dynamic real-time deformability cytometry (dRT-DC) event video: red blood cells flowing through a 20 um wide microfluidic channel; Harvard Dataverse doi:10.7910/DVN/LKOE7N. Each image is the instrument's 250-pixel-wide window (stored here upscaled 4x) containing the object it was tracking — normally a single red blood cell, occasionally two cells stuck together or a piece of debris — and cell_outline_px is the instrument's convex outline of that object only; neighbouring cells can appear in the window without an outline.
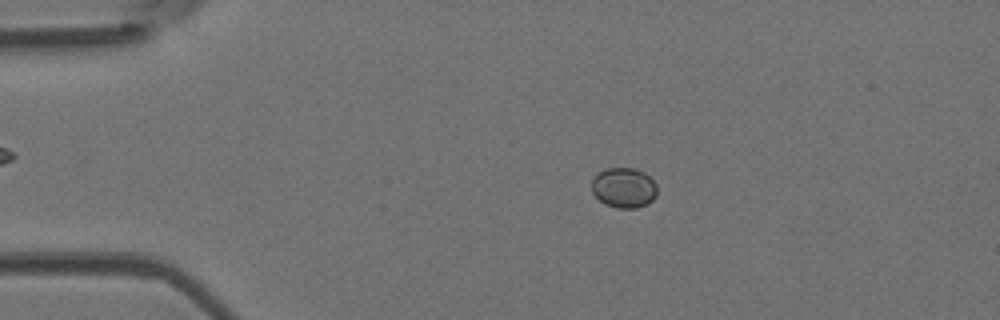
{"species": "Egyptian fruit bat (a non-hibernating species)", "species_latin": "Rousettus aegyptiacus", "temperature_condition": "room temperature", "stored_images_in_passage": 51, "camera_frame_rate_fps": 3000, "um_per_image_px": 0.085, "animal": {"sex": "female"}, "frame": {"image": 1, "passage_image": 10, "time_ms": 3.0, "image_size_px": [1000, 320], "cell_outline_px": [[656, 196], [648, 204], [636, 208], [616, 208], [604, 204], [592, 192], [592, 176], [596, 172], [608, 168], [636, 168], [644, 172], [656, 184]], "centroid_in_image_um": [53.0, 15.95], "position_along_channel_um": 32.0, "area_um2": 15.49}}
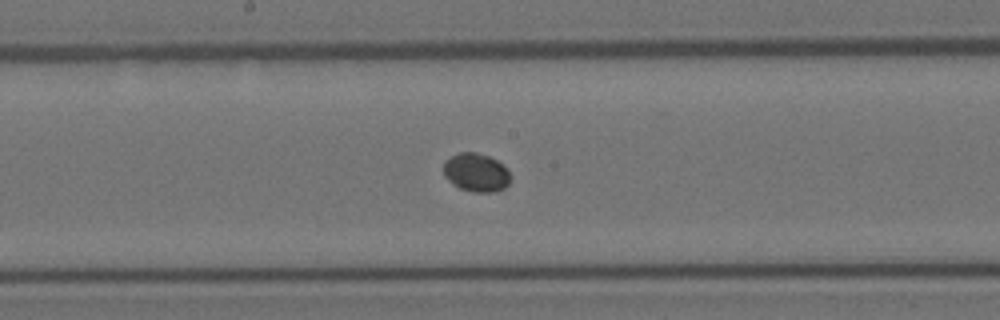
{"frame": {"image": 2, "passage_image": 27, "time_ms": 8.667, "image_size_px": [1000, 320], "cell_outline_px": [[508, 184], [504, 188], [496, 192], [472, 192], [460, 188], [452, 184], [444, 176], [444, 160], [460, 152], [476, 152], [488, 156], [504, 164], [508, 168]], "centroid_in_image_um": [40.46, 14.66], "position_along_channel_um": 207.7, "area_um2": 15.03}}
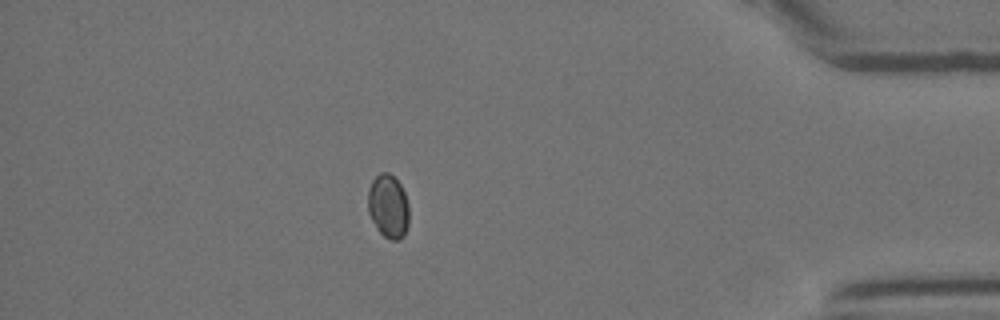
{"frame": {"image": 3, "passage_image": 45, "time_ms": 14.667, "image_size_px": [1000, 320], "cell_outline_px": [[408, 224], [404, 236], [400, 240], [392, 240], [384, 236], [376, 228], [368, 212], [368, 188], [372, 180], [380, 172], [388, 172], [400, 184], [404, 192], [408, 204]], "centroid_in_image_um": [32.99, 17.54], "position_along_channel_um": 402.2, "area_um2": 15.26}}